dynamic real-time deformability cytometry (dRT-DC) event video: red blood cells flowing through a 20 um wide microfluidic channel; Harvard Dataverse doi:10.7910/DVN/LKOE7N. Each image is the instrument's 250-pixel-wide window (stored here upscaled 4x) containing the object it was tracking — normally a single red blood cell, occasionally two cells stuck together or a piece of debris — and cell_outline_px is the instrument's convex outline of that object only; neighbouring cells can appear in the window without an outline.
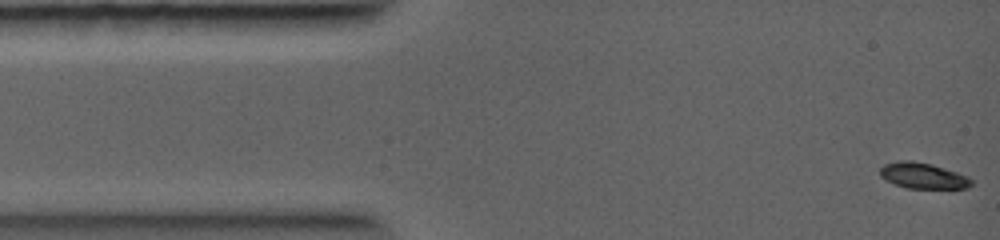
{"species": "common noctule bat (a hibernating species)", "species_latin": "Nyctalus noctula", "temperature_condition": "warm", "stored_images_in_passage": 4, "camera_frame_rate_fps": 5000, "um_per_image_px": 0.085, "animal": {"sex": "female", "body_mass_g": 19.0, "forearm_length_mm": 56.7}, "frame": {"image": 1, "passage_image": 1, "time_ms": 0.0, "image_size_px": [1000, 240], "cell_outline_px": [[972, 184], [968, 188], [908, 188], [896, 184], [880, 176], [880, 168], [884, 164], [896, 160], [912, 160], [932, 164], [968, 176], [972, 180]], "centroid_in_image_um": [78.45, 14.92], "position_along_channel_um": 6.6, "area_um2": 13.7}}
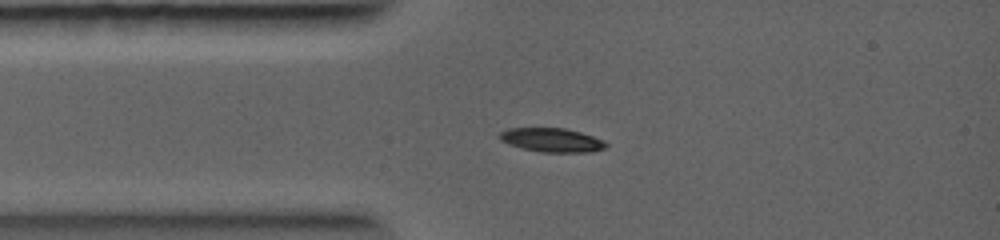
{"frame": {"image": 2, "passage_image": 3, "time_ms": 1.8, "image_size_px": [1000, 240], "cell_outline_px": [[608, 148], [592, 152], [540, 152], [508, 144], [500, 140], [500, 132], [508, 128], [564, 128], [580, 132], [604, 140], [608, 144]], "centroid_in_image_um": [46.95, 11.91], "position_along_channel_um": 38.1, "area_um2": 14.85}}
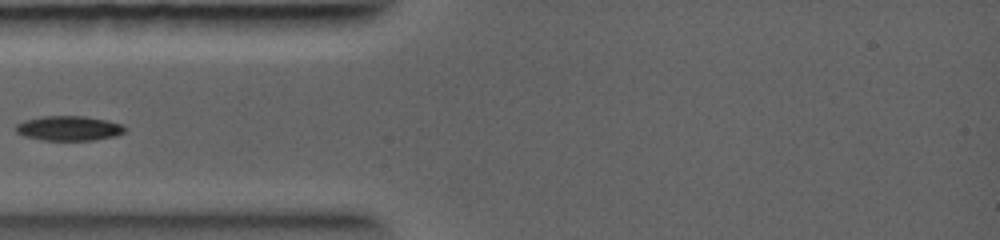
{"frame": {"image": 3, "passage_image": 4, "time_ms": 2.6, "image_size_px": [1000, 240], "cell_outline_px": [[124, 132], [116, 136], [92, 140], [44, 140], [24, 136], [16, 132], [16, 124], [24, 120], [40, 116], [84, 116], [108, 120], [120, 124], [124, 128]], "centroid_in_image_um": [5.82, 10.9], "position_along_channel_um": 79.2, "area_um2": 15.66}}